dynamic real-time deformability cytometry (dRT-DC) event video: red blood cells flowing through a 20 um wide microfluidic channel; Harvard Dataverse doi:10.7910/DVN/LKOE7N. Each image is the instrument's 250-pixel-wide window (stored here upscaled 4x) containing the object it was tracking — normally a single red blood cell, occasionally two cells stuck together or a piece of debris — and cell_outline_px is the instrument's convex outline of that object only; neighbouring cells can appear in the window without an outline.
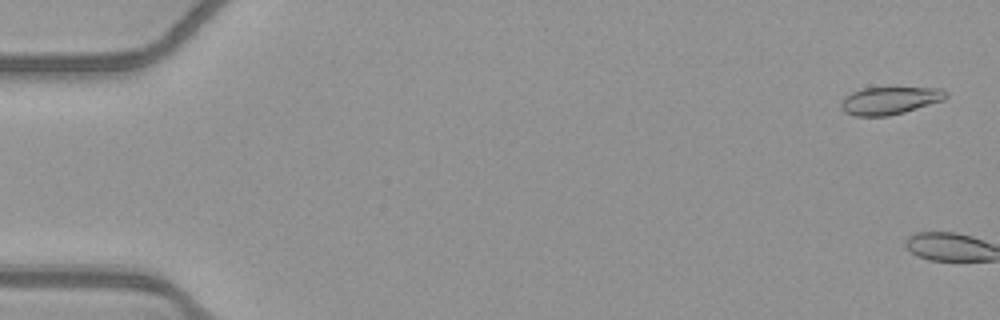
{"species": "common noctule bat (a hibernating species)", "species_latin": "Nyctalus noctula", "temperature_condition": "warm", "stored_images_in_passage": 4, "camera_frame_rate_fps": 3000, "um_per_image_px": 0.085, "animal": {"sex": "female", "body_mass_g": 21.9}, "frame": {"image": 1, "passage_image": 2, "time_ms": 0.333, "image_size_px": [1000, 320], "cell_outline_px": [[948, 96], [944, 100], [904, 112], [888, 116], [856, 116], [844, 112], [840, 108], [840, 104], [844, 96], [852, 92], [864, 88], [940, 88], [948, 92]], "centroid_in_image_um": [75.61, 8.55], "position_along_channel_um": 9.4, "area_um2": 16.88}}